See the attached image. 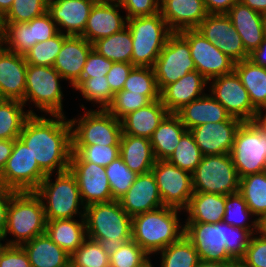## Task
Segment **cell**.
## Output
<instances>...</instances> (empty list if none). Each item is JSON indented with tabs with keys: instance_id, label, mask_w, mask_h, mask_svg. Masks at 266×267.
Instances as JSON below:
<instances>
[{
	"instance_id": "1",
	"label": "cell",
	"mask_w": 266,
	"mask_h": 267,
	"mask_svg": "<svg viewBox=\"0 0 266 267\" xmlns=\"http://www.w3.org/2000/svg\"><path fill=\"white\" fill-rule=\"evenodd\" d=\"M19 138L46 174L69 170L72 129L66 116L38 113L31 115L26 120Z\"/></svg>"
},
{
	"instance_id": "2",
	"label": "cell",
	"mask_w": 266,
	"mask_h": 267,
	"mask_svg": "<svg viewBox=\"0 0 266 267\" xmlns=\"http://www.w3.org/2000/svg\"><path fill=\"white\" fill-rule=\"evenodd\" d=\"M184 235L191 241L200 260L240 261L252 233L220 221L218 223H185Z\"/></svg>"
},
{
	"instance_id": "3",
	"label": "cell",
	"mask_w": 266,
	"mask_h": 267,
	"mask_svg": "<svg viewBox=\"0 0 266 267\" xmlns=\"http://www.w3.org/2000/svg\"><path fill=\"white\" fill-rule=\"evenodd\" d=\"M181 214H185L183 210L163 206L132 217V240L154 259L156 253L184 235Z\"/></svg>"
},
{
	"instance_id": "4",
	"label": "cell",
	"mask_w": 266,
	"mask_h": 267,
	"mask_svg": "<svg viewBox=\"0 0 266 267\" xmlns=\"http://www.w3.org/2000/svg\"><path fill=\"white\" fill-rule=\"evenodd\" d=\"M84 219L87 237L98 241L108 255L132 240V217L117 200L86 206Z\"/></svg>"
},
{
	"instance_id": "5",
	"label": "cell",
	"mask_w": 266,
	"mask_h": 267,
	"mask_svg": "<svg viewBox=\"0 0 266 267\" xmlns=\"http://www.w3.org/2000/svg\"><path fill=\"white\" fill-rule=\"evenodd\" d=\"M47 219L41 199L34 191L15 192L7 209L3 239L6 245L22 246L45 233ZM13 236L12 239H8Z\"/></svg>"
},
{
	"instance_id": "6",
	"label": "cell",
	"mask_w": 266,
	"mask_h": 267,
	"mask_svg": "<svg viewBox=\"0 0 266 267\" xmlns=\"http://www.w3.org/2000/svg\"><path fill=\"white\" fill-rule=\"evenodd\" d=\"M34 192L42 201L47 220L84 218L86 206L70 170L47 174Z\"/></svg>"
},
{
	"instance_id": "7",
	"label": "cell",
	"mask_w": 266,
	"mask_h": 267,
	"mask_svg": "<svg viewBox=\"0 0 266 267\" xmlns=\"http://www.w3.org/2000/svg\"><path fill=\"white\" fill-rule=\"evenodd\" d=\"M25 79V96L22 102L26 108L29 107L27 110L31 115H36V112L40 111L42 115L66 116L61 84V81L65 80L53 66L28 64Z\"/></svg>"
},
{
	"instance_id": "8",
	"label": "cell",
	"mask_w": 266,
	"mask_h": 267,
	"mask_svg": "<svg viewBox=\"0 0 266 267\" xmlns=\"http://www.w3.org/2000/svg\"><path fill=\"white\" fill-rule=\"evenodd\" d=\"M83 115L70 118L72 129V146L120 145L122 136L121 120L106 109H93L79 106Z\"/></svg>"
},
{
	"instance_id": "9",
	"label": "cell",
	"mask_w": 266,
	"mask_h": 267,
	"mask_svg": "<svg viewBox=\"0 0 266 267\" xmlns=\"http://www.w3.org/2000/svg\"><path fill=\"white\" fill-rule=\"evenodd\" d=\"M132 35L134 66L153 67L168 37L173 33L160 13L127 19Z\"/></svg>"
},
{
	"instance_id": "10",
	"label": "cell",
	"mask_w": 266,
	"mask_h": 267,
	"mask_svg": "<svg viewBox=\"0 0 266 267\" xmlns=\"http://www.w3.org/2000/svg\"><path fill=\"white\" fill-rule=\"evenodd\" d=\"M240 178L230 154L202 156L192 172L194 192L229 195L239 192Z\"/></svg>"
},
{
	"instance_id": "11",
	"label": "cell",
	"mask_w": 266,
	"mask_h": 267,
	"mask_svg": "<svg viewBox=\"0 0 266 267\" xmlns=\"http://www.w3.org/2000/svg\"><path fill=\"white\" fill-rule=\"evenodd\" d=\"M230 156L239 178L266 171V134L255 122L240 125Z\"/></svg>"
},
{
	"instance_id": "12",
	"label": "cell",
	"mask_w": 266,
	"mask_h": 267,
	"mask_svg": "<svg viewBox=\"0 0 266 267\" xmlns=\"http://www.w3.org/2000/svg\"><path fill=\"white\" fill-rule=\"evenodd\" d=\"M46 175L25 143L16 138L12 153L0 173V184L16 192L35 191Z\"/></svg>"
},
{
	"instance_id": "13",
	"label": "cell",
	"mask_w": 266,
	"mask_h": 267,
	"mask_svg": "<svg viewBox=\"0 0 266 267\" xmlns=\"http://www.w3.org/2000/svg\"><path fill=\"white\" fill-rule=\"evenodd\" d=\"M153 70L160 92L167 85L196 70L190 46L178 32H173L168 37L153 65Z\"/></svg>"
},
{
	"instance_id": "14",
	"label": "cell",
	"mask_w": 266,
	"mask_h": 267,
	"mask_svg": "<svg viewBox=\"0 0 266 267\" xmlns=\"http://www.w3.org/2000/svg\"><path fill=\"white\" fill-rule=\"evenodd\" d=\"M57 33L56 23L46 12L26 23L3 22L0 45L10 52L24 56L36 43L47 41Z\"/></svg>"
},
{
	"instance_id": "15",
	"label": "cell",
	"mask_w": 266,
	"mask_h": 267,
	"mask_svg": "<svg viewBox=\"0 0 266 267\" xmlns=\"http://www.w3.org/2000/svg\"><path fill=\"white\" fill-rule=\"evenodd\" d=\"M151 171L156 179L163 205L184 211L194 193L192 173L180 169L168 160H156Z\"/></svg>"
},
{
	"instance_id": "16",
	"label": "cell",
	"mask_w": 266,
	"mask_h": 267,
	"mask_svg": "<svg viewBox=\"0 0 266 267\" xmlns=\"http://www.w3.org/2000/svg\"><path fill=\"white\" fill-rule=\"evenodd\" d=\"M208 92L232 117L254 122L258 111L235 71L209 80Z\"/></svg>"
},
{
	"instance_id": "17",
	"label": "cell",
	"mask_w": 266,
	"mask_h": 267,
	"mask_svg": "<svg viewBox=\"0 0 266 267\" xmlns=\"http://www.w3.org/2000/svg\"><path fill=\"white\" fill-rule=\"evenodd\" d=\"M189 44L196 70L208 81L234 71L235 62L196 29L178 32Z\"/></svg>"
},
{
	"instance_id": "18",
	"label": "cell",
	"mask_w": 266,
	"mask_h": 267,
	"mask_svg": "<svg viewBox=\"0 0 266 267\" xmlns=\"http://www.w3.org/2000/svg\"><path fill=\"white\" fill-rule=\"evenodd\" d=\"M196 30L235 63L249 58L250 54L226 14H208Z\"/></svg>"
},
{
	"instance_id": "19",
	"label": "cell",
	"mask_w": 266,
	"mask_h": 267,
	"mask_svg": "<svg viewBox=\"0 0 266 267\" xmlns=\"http://www.w3.org/2000/svg\"><path fill=\"white\" fill-rule=\"evenodd\" d=\"M243 123L230 117L227 121L205 123L190 129L203 156L230 154L235 135Z\"/></svg>"
},
{
	"instance_id": "20",
	"label": "cell",
	"mask_w": 266,
	"mask_h": 267,
	"mask_svg": "<svg viewBox=\"0 0 266 267\" xmlns=\"http://www.w3.org/2000/svg\"><path fill=\"white\" fill-rule=\"evenodd\" d=\"M69 170L76 177L85 206L112 201L105 167L92 162L70 161Z\"/></svg>"
},
{
	"instance_id": "21",
	"label": "cell",
	"mask_w": 266,
	"mask_h": 267,
	"mask_svg": "<svg viewBox=\"0 0 266 267\" xmlns=\"http://www.w3.org/2000/svg\"><path fill=\"white\" fill-rule=\"evenodd\" d=\"M94 3V0H48L47 12L58 32L81 36Z\"/></svg>"
},
{
	"instance_id": "22",
	"label": "cell",
	"mask_w": 266,
	"mask_h": 267,
	"mask_svg": "<svg viewBox=\"0 0 266 267\" xmlns=\"http://www.w3.org/2000/svg\"><path fill=\"white\" fill-rule=\"evenodd\" d=\"M92 49V43L84 37L68 35L64 39L53 67L72 89L80 81L87 56Z\"/></svg>"
},
{
	"instance_id": "23",
	"label": "cell",
	"mask_w": 266,
	"mask_h": 267,
	"mask_svg": "<svg viewBox=\"0 0 266 267\" xmlns=\"http://www.w3.org/2000/svg\"><path fill=\"white\" fill-rule=\"evenodd\" d=\"M118 201L131 217L164 206L152 171L138 174L133 185Z\"/></svg>"
},
{
	"instance_id": "24",
	"label": "cell",
	"mask_w": 266,
	"mask_h": 267,
	"mask_svg": "<svg viewBox=\"0 0 266 267\" xmlns=\"http://www.w3.org/2000/svg\"><path fill=\"white\" fill-rule=\"evenodd\" d=\"M27 65L23 55L10 52L0 45V96L2 99L24 100Z\"/></svg>"
},
{
	"instance_id": "25",
	"label": "cell",
	"mask_w": 266,
	"mask_h": 267,
	"mask_svg": "<svg viewBox=\"0 0 266 267\" xmlns=\"http://www.w3.org/2000/svg\"><path fill=\"white\" fill-rule=\"evenodd\" d=\"M159 13L172 32L196 29L208 15L204 0H160Z\"/></svg>"
},
{
	"instance_id": "26",
	"label": "cell",
	"mask_w": 266,
	"mask_h": 267,
	"mask_svg": "<svg viewBox=\"0 0 266 267\" xmlns=\"http://www.w3.org/2000/svg\"><path fill=\"white\" fill-rule=\"evenodd\" d=\"M120 4H105L95 2L81 37L90 43L108 37L127 26L126 15H121Z\"/></svg>"
},
{
	"instance_id": "27",
	"label": "cell",
	"mask_w": 266,
	"mask_h": 267,
	"mask_svg": "<svg viewBox=\"0 0 266 267\" xmlns=\"http://www.w3.org/2000/svg\"><path fill=\"white\" fill-rule=\"evenodd\" d=\"M206 88L208 80L195 70L167 85L160 92V99L169 113H176L184 105L206 94Z\"/></svg>"
},
{
	"instance_id": "28",
	"label": "cell",
	"mask_w": 266,
	"mask_h": 267,
	"mask_svg": "<svg viewBox=\"0 0 266 267\" xmlns=\"http://www.w3.org/2000/svg\"><path fill=\"white\" fill-rule=\"evenodd\" d=\"M226 15L240 35L245 50L251 54L264 40L261 13L237 1Z\"/></svg>"
},
{
	"instance_id": "29",
	"label": "cell",
	"mask_w": 266,
	"mask_h": 267,
	"mask_svg": "<svg viewBox=\"0 0 266 267\" xmlns=\"http://www.w3.org/2000/svg\"><path fill=\"white\" fill-rule=\"evenodd\" d=\"M187 130L205 123L227 121L231 115L207 92L176 112Z\"/></svg>"
},
{
	"instance_id": "30",
	"label": "cell",
	"mask_w": 266,
	"mask_h": 267,
	"mask_svg": "<svg viewBox=\"0 0 266 267\" xmlns=\"http://www.w3.org/2000/svg\"><path fill=\"white\" fill-rule=\"evenodd\" d=\"M169 112L161 99L128 113L121 119L122 134L151 138Z\"/></svg>"
},
{
	"instance_id": "31",
	"label": "cell",
	"mask_w": 266,
	"mask_h": 267,
	"mask_svg": "<svg viewBox=\"0 0 266 267\" xmlns=\"http://www.w3.org/2000/svg\"><path fill=\"white\" fill-rule=\"evenodd\" d=\"M227 195L194 192L190 198L185 223H218L223 221Z\"/></svg>"
},
{
	"instance_id": "32",
	"label": "cell",
	"mask_w": 266,
	"mask_h": 267,
	"mask_svg": "<svg viewBox=\"0 0 266 267\" xmlns=\"http://www.w3.org/2000/svg\"><path fill=\"white\" fill-rule=\"evenodd\" d=\"M119 156L137 174L150 172L156 161L149 138L127 134L121 136Z\"/></svg>"
},
{
	"instance_id": "33",
	"label": "cell",
	"mask_w": 266,
	"mask_h": 267,
	"mask_svg": "<svg viewBox=\"0 0 266 267\" xmlns=\"http://www.w3.org/2000/svg\"><path fill=\"white\" fill-rule=\"evenodd\" d=\"M45 233L71 256L87 238L85 219L47 220Z\"/></svg>"
},
{
	"instance_id": "34",
	"label": "cell",
	"mask_w": 266,
	"mask_h": 267,
	"mask_svg": "<svg viewBox=\"0 0 266 267\" xmlns=\"http://www.w3.org/2000/svg\"><path fill=\"white\" fill-rule=\"evenodd\" d=\"M31 267H69L70 255L46 234L36 236L22 245Z\"/></svg>"
},
{
	"instance_id": "35",
	"label": "cell",
	"mask_w": 266,
	"mask_h": 267,
	"mask_svg": "<svg viewBox=\"0 0 266 267\" xmlns=\"http://www.w3.org/2000/svg\"><path fill=\"white\" fill-rule=\"evenodd\" d=\"M187 131L176 113H168L150 138L155 160H167Z\"/></svg>"
},
{
	"instance_id": "36",
	"label": "cell",
	"mask_w": 266,
	"mask_h": 267,
	"mask_svg": "<svg viewBox=\"0 0 266 267\" xmlns=\"http://www.w3.org/2000/svg\"><path fill=\"white\" fill-rule=\"evenodd\" d=\"M234 71L248 91L253 107L257 111L266 109V68L248 58L236 62Z\"/></svg>"
},
{
	"instance_id": "37",
	"label": "cell",
	"mask_w": 266,
	"mask_h": 267,
	"mask_svg": "<svg viewBox=\"0 0 266 267\" xmlns=\"http://www.w3.org/2000/svg\"><path fill=\"white\" fill-rule=\"evenodd\" d=\"M22 101L2 99L0 101V139L15 140L31 116Z\"/></svg>"
},
{
	"instance_id": "38",
	"label": "cell",
	"mask_w": 266,
	"mask_h": 267,
	"mask_svg": "<svg viewBox=\"0 0 266 267\" xmlns=\"http://www.w3.org/2000/svg\"><path fill=\"white\" fill-rule=\"evenodd\" d=\"M93 49L113 62L131 63L132 35L126 26L121 31L92 43Z\"/></svg>"
},
{
	"instance_id": "39",
	"label": "cell",
	"mask_w": 266,
	"mask_h": 267,
	"mask_svg": "<svg viewBox=\"0 0 266 267\" xmlns=\"http://www.w3.org/2000/svg\"><path fill=\"white\" fill-rule=\"evenodd\" d=\"M155 255L159 259L158 267H196L200 261L198 252L185 235Z\"/></svg>"
},
{
	"instance_id": "40",
	"label": "cell",
	"mask_w": 266,
	"mask_h": 267,
	"mask_svg": "<svg viewBox=\"0 0 266 267\" xmlns=\"http://www.w3.org/2000/svg\"><path fill=\"white\" fill-rule=\"evenodd\" d=\"M239 193L257 218L266 213V171L240 178Z\"/></svg>"
},
{
	"instance_id": "41",
	"label": "cell",
	"mask_w": 266,
	"mask_h": 267,
	"mask_svg": "<svg viewBox=\"0 0 266 267\" xmlns=\"http://www.w3.org/2000/svg\"><path fill=\"white\" fill-rule=\"evenodd\" d=\"M257 220L258 218L249 210L239 192L227 195L223 217L225 223L237 228L248 229L254 234L257 233Z\"/></svg>"
},
{
	"instance_id": "42",
	"label": "cell",
	"mask_w": 266,
	"mask_h": 267,
	"mask_svg": "<svg viewBox=\"0 0 266 267\" xmlns=\"http://www.w3.org/2000/svg\"><path fill=\"white\" fill-rule=\"evenodd\" d=\"M73 90L79 91L83 100L93 104L96 109H107L113 99L106 76L81 78ZM96 104V105H95Z\"/></svg>"
},
{
	"instance_id": "43",
	"label": "cell",
	"mask_w": 266,
	"mask_h": 267,
	"mask_svg": "<svg viewBox=\"0 0 266 267\" xmlns=\"http://www.w3.org/2000/svg\"><path fill=\"white\" fill-rule=\"evenodd\" d=\"M123 90L146 95L151 101L160 99L153 67L135 66L127 77Z\"/></svg>"
},
{
	"instance_id": "44",
	"label": "cell",
	"mask_w": 266,
	"mask_h": 267,
	"mask_svg": "<svg viewBox=\"0 0 266 267\" xmlns=\"http://www.w3.org/2000/svg\"><path fill=\"white\" fill-rule=\"evenodd\" d=\"M202 156L192 133L187 130L182 135L173 154L167 160L180 169L192 173L199 165Z\"/></svg>"
},
{
	"instance_id": "45",
	"label": "cell",
	"mask_w": 266,
	"mask_h": 267,
	"mask_svg": "<svg viewBox=\"0 0 266 267\" xmlns=\"http://www.w3.org/2000/svg\"><path fill=\"white\" fill-rule=\"evenodd\" d=\"M105 172L110 185L112 200L117 201L127 193L138 176L136 172L131 171L125 165L120 156L105 167Z\"/></svg>"
},
{
	"instance_id": "46",
	"label": "cell",
	"mask_w": 266,
	"mask_h": 267,
	"mask_svg": "<svg viewBox=\"0 0 266 267\" xmlns=\"http://www.w3.org/2000/svg\"><path fill=\"white\" fill-rule=\"evenodd\" d=\"M68 35L58 32L47 41L36 43L24 55L27 64L37 66H53L60 52L63 41Z\"/></svg>"
},
{
	"instance_id": "47",
	"label": "cell",
	"mask_w": 266,
	"mask_h": 267,
	"mask_svg": "<svg viewBox=\"0 0 266 267\" xmlns=\"http://www.w3.org/2000/svg\"><path fill=\"white\" fill-rule=\"evenodd\" d=\"M71 267H109V255L98 241L86 238L70 256Z\"/></svg>"
},
{
	"instance_id": "48",
	"label": "cell",
	"mask_w": 266,
	"mask_h": 267,
	"mask_svg": "<svg viewBox=\"0 0 266 267\" xmlns=\"http://www.w3.org/2000/svg\"><path fill=\"white\" fill-rule=\"evenodd\" d=\"M119 156V145L72 146L70 161L92 162L102 167L108 166Z\"/></svg>"
},
{
	"instance_id": "49",
	"label": "cell",
	"mask_w": 266,
	"mask_h": 267,
	"mask_svg": "<svg viewBox=\"0 0 266 267\" xmlns=\"http://www.w3.org/2000/svg\"><path fill=\"white\" fill-rule=\"evenodd\" d=\"M48 0H13L10 10L2 17L3 22L26 23L47 12Z\"/></svg>"
},
{
	"instance_id": "50",
	"label": "cell",
	"mask_w": 266,
	"mask_h": 267,
	"mask_svg": "<svg viewBox=\"0 0 266 267\" xmlns=\"http://www.w3.org/2000/svg\"><path fill=\"white\" fill-rule=\"evenodd\" d=\"M151 258L134 240H130L109 255V267H142Z\"/></svg>"
},
{
	"instance_id": "51",
	"label": "cell",
	"mask_w": 266,
	"mask_h": 267,
	"mask_svg": "<svg viewBox=\"0 0 266 267\" xmlns=\"http://www.w3.org/2000/svg\"><path fill=\"white\" fill-rule=\"evenodd\" d=\"M150 102L151 100L146 95L121 90L113 95L112 102L106 110L117 119L121 120L128 113L136 111Z\"/></svg>"
},
{
	"instance_id": "52",
	"label": "cell",
	"mask_w": 266,
	"mask_h": 267,
	"mask_svg": "<svg viewBox=\"0 0 266 267\" xmlns=\"http://www.w3.org/2000/svg\"><path fill=\"white\" fill-rule=\"evenodd\" d=\"M239 267H266V237L254 233Z\"/></svg>"
},
{
	"instance_id": "53",
	"label": "cell",
	"mask_w": 266,
	"mask_h": 267,
	"mask_svg": "<svg viewBox=\"0 0 266 267\" xmlns=\"http://www.w3.org/2000/svg\"><path fill=\"white\" fill-rule=\"evenodd\" d=\"M160 0H122L120 6L126 18L153 16L159 13Z\"/></svg>"
},
{
	"instance_id": "54",
	"label": "cell",
	"mask_w": 266,
	"mask_h": 267,
	"mask_svg": "<svg viewBox=\"0 0 266 267\" xmlns=\"http://www.w3.org/2000/svg\"><path fill=\"white\" fill-rule=\"evenodd\" d=\"M113 61L98 54L94 49L87 56L81 78H93L106 76Z\"/></svg>"
},
{
	"instance_id": "55",
	"label": "cell",
	"mask_w": 266,
	"mask_h": 267,
	"mask_svg": "<svg viewBox=\"0 0 266 267\" xmlns=\"http://www.w3.org/2000/svg\"><path fill=\"white\" fill-rule=\"evenodd\" d=\"M0 267H31V264L22 246L5 245L0 252Z\"/></svg>"
},
{
	"instance_id": "56",
	"label": "cell",
	"mask_w": 266,
	"mask_h": 267,
	"mask_svg": "<svg viewBox=\"0 0 266 267\" xmlns=\"http://www.w3.org/2000/svg\"><path fill=\"white\" fill-rule=\"evenodd\" d=\"M134 67L132 63L113 62L106 75L113 95L123 90L124 83Z\"/></svg>"
},
{
	"instance_id": "57",
	"label": "cell",
	"mask_w": 266,
	"mask_h": 267,
	"mask_svg": "<svg viewBox=\"0 0 266 267\" xmlns=\"http://www.w3.org/2000/svg\"><path fill=\"white\" fill-rule=\"evenodd\" d=\"M16 191L6 188L0 184V236L3 237L6 227L7 209L11 200V196Z\"/></svg>"
},
{
	"instance_id": "58",
	"label": "cell",
	"mask_w": 266,
	"mask_h": 267,
	"mask_svg": "<svg viewBox=\"0 0 266 267\" xmlns=\"http://www.w3.org/2000/svg\"><path fill=\"white\" fill-rule=\"evenodd\" d=\"M239 0H204L208 14H226Z\"/></svg>"
},
{
	"instance_id": "59",
	"label": "cell",
	"mask_w": 266,
	"mask_h": 267,
	"mask_svg": "<svg viewBox=\"0 0 266 267\" xmlns=\"http://www.w3.org/2000/svg\"><path fill=\"white\" fill-rule=\"evenodd\" d=\"M14 140H1L0 139V173L5 167L8 158L12 153Z\"/></svg>"
},
{
	"instance_id": "60",
	"label": "cell",
	"mask_w": 266,
	"mask_h": 267,
	"mask_svg": "<svg viewBox=\"0 0 266 267\" xmlns=\"http://www.w3.org/2000/svg\"><path fill=\"white\" fill-rule=\"evenodd\" d=\"M249 59L255 64L266 68V38H264L260 46L250 54Z\"/></svg>"
},
{
	"instance_id": "61",
	"label": "cell",
	"mask_w": 266,
	"mask_h": 267,
	"mask_svg": "<svg viewBox=\"0 0 266 267\" xmlns=\"http://www.w3.org/2000/svg\"><path fill=\"white\" fill-rule=\"evenodd\" d=\"M196 267H239L238 261H205L200 260Z\"/></svg>"
},
{
	"instance_id": "62",
	"label": "cell",
	"mask_w": 266,
	"mask_h": 267,
	"mask_svg": "<svg viewBox=\"0 0 266 267\" xmlns=\"http://www.w3.org/2000/svg\"><path fill=\"white\" fill-rule=\"evenodd\" d=\"M243 4L247 5L252 10L259 13L266 12V0H239Z\"/></svg>"
},
{
	"instance_id": "63",
	"label": "cell",
	"mask_w": 266,
	"mask_h": 267,
	"mask_svg": "<svg viewBox=\"0 0 266 267\" xmlns=\"http://www.w3.org/2000/svg\"><path fill=\"white\" fill-rule=\"evenodd\" d=\"M254 122L266 134V109L258 111Z\"/></svg>"
},
{
	"instance_id": "64",
	"label": "cell",
	"mask_w": 266,
	"mask_h": 267,
	"mask_svg": "<svg viewBox=\"0 0 266 267\" xmlns=\"http://www.w3.org/2000/svg\"><path fill=\"white\" fill-rule=\"evenodd\" d=\"M257 233L266 237V213L261 215L257 220Z\"/></svg>"
},
{
	"instance_id": "65",
	"label": "cell",
	"mask_w": 266,
	"mask_h": 267,
	"mask_svg": "<svg viewBox=\"0 0 266 267\" xmlns=\"http://www.w3.org/2000/svg\"><path fill=\"white\" fill-rule=\"evenodd\" d=\"M13 0H0V15L3 17L11 8Z\"/></svg>"
},
{
	"instance_id": "66",
	"label": "cell",
	"mask_w": 266,
	"mask_h": 267,
	"mask_svg": "<svg viewBox=\"0 0 266 267\" xmlns=\"http://www.w3.org/2000/svg\"><path fill=\"white\" fill-rule=\"evenodd\" d=\"M98 3H105V4H120L122 0H94Z\"/></svg>"
},
{
	"instance_id": "67",
	"label": "cell",
	"mask_w": 266,
	"mask_h": 267,
	"mask_svg": "<svg viewBox=\"0 0 266 267\" xmlns=\"http://www.w3.org/2000/svg\"><path fill=\"white\" fill-rule=\"evenodd\" d=\"M261 17L264 30V38H266V12L261 13Z\"/></svg>"
},
{
	"instance_id": "68",
	"label": "cell",
	"mask_w": 266,
	"mask_h": 267,
	"mask_svg": "<svg viewBox=\"0 0 266 267\" xmlns=\"http://www.w3.org/2000/svg\"><path fill=\"white\" fill-rule=\"evenodd\" d=\"M153 260H149L146 264H144L142 267H157V266H155L156 265V262L155 263H153L152 262Z\"/></svg>"
},
{
	"instance_id": "69",
	"label": "cell",
	"mask_w": 266,
	"mask_h": 267,
	"mask_svg": "<svg viewBox=\"0 0 266 267\" xmlns=\"http://www.w3.org/2000/svg\"><path fill=\"white\" fill-rule=\"evenodd\" d=\"M2 32H3V20H2V16L0 15V41L2 38Z\"/></svg>"
},
{
	"instance_id": "70",
	"label": "cell",
	"mask_w": 266,
	"mask_h": 267,
	"mask_svg": "<svg viewBox=\"0 0 266 267\" xmlns=\"http://www.w3.org/2000/svg\"><path fill=\"white\" fill-rule=\"evenodd\" d=\"M3 241V242H2ZM6 245V243L4 242L3 237L0 236V252L3 249V247Z\"/></svg>"
}]
</instances>
